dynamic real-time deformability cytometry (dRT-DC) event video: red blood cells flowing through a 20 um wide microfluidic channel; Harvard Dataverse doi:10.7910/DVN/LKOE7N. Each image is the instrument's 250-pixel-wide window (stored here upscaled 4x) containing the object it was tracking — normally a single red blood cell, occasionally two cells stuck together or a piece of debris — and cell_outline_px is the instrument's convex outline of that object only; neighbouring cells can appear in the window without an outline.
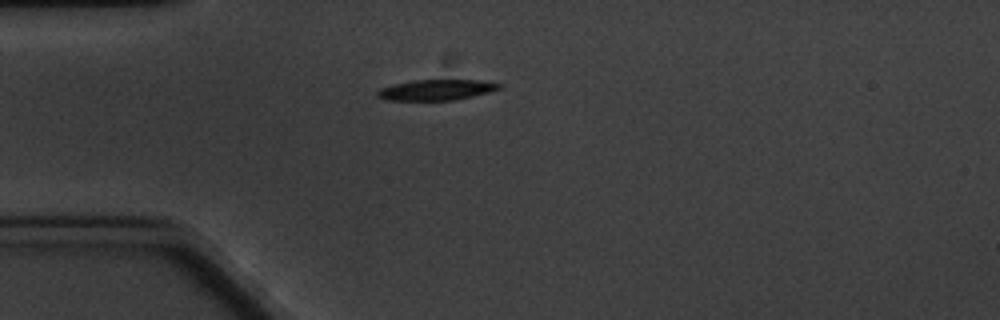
{"species": "common noctule bat (a hibernating species)", "species_latin": "Nyctalus noctula", "temperature_condition": "cold", "stored_images_in_passage": 1, "camera_frame_rate_fps": 3000, "um_per_image_px": 0.085, "animal": {"sex": "male", "body_mass_g": 20.1, "forearm_length_mm": 53.5}, "frame": {"image": 1, "passage_image": 1, "time_ms": 0.0, "image_size_px": [1000, 320], "cell_outline_px": [[500, 88], [488, 92], [472, 96], [452, 100], [388, 100], [376, 96], [376, 92], [380, 88], [392, 84], [412, 80], [480, 80], [500, 84]], "centroid_in_image_um": [37.02, 7.63], "position_along_channel_um": 48.0, "area_um2": 14.51}}